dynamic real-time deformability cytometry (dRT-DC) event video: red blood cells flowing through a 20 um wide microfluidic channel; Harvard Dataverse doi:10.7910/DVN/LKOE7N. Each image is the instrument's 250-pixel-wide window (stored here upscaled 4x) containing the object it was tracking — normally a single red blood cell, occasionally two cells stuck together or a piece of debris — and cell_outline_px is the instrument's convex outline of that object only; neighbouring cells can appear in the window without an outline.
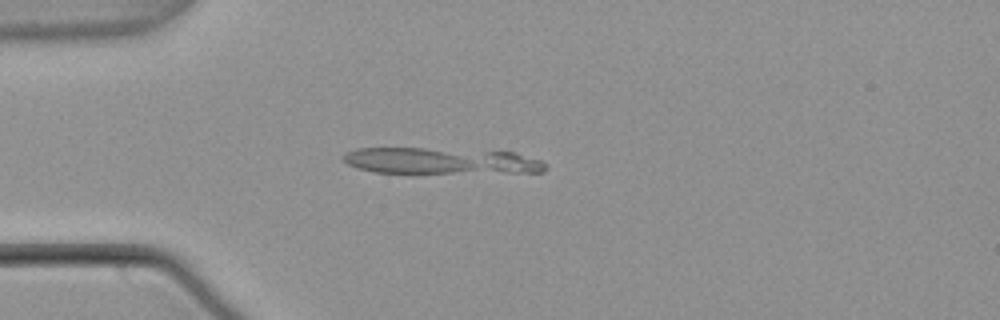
{"species": "common noctule bat (a hibernating species)", "species_latin": "Nyctalus noctula", "temperature_condition": "warm", "stored_images_in_passage": 16, "camera_frame_rate_fps": 3000, "um_per_image_px": 0.085, "animal": {"sex": "male", "body_mass_g": 21.5, "forearm_length_mm": 52.0}, "frame": {"image": 1, "passage_image": 14, "time_ms": 4.333, "image_size_px": [1000, 320], "cell_outline_px": [[548, 168], [544, 172], [372, 172], [356, 168], [348, 164], [340, 156], [344, 152], [360, 148], [424, 148], [516, 152], [540, 160], [548, 164]], "centroid_in_image_um": [37.46, 13.66], "position_along_channel_um": 47.5, "area_um2": 30.81}}